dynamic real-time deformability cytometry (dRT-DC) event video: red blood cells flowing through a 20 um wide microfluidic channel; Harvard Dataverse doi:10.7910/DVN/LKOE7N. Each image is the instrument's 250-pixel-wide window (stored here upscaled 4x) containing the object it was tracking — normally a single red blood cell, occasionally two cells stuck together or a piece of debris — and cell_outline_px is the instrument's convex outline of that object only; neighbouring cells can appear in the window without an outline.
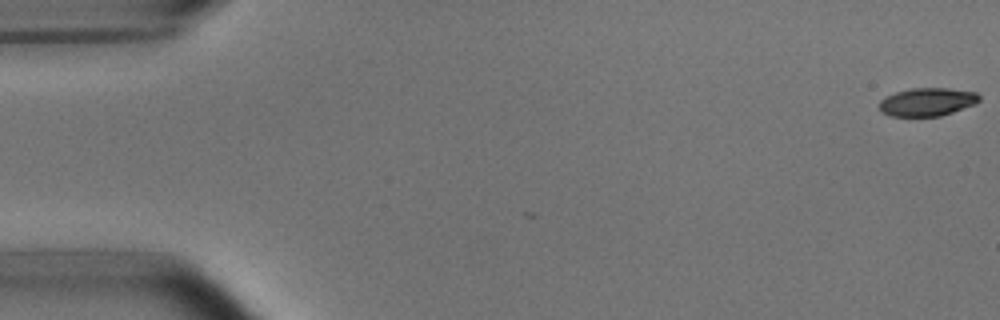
{"species": "common noctule bat (a hibernating species)", "species_latin": "Nyctalus noctula", "temperature_condition": "room temperature", "stored_images_in_passage": 4, "camera_frame_rate_fps": 3000, "um_per_image_px": 0.085, "animal": {"sex": "male", "body_mass_g": 15.6}, "frame": {"image": 1, "passage_image": 1, "time_ms": 0.0, "image_size_px": [1000, 320], "cell_outline_px": [[980, 100], [976, 104], [940, 116], [892, 116], [880, 112], [880, 100], [896, 92], [912, 88], [948, 88], [976, 92], [980, 96]], "centroid_in_image_um": [78.84, 8.66], "position_along_channel_um": 6.2, "area_um2": 16.36}}